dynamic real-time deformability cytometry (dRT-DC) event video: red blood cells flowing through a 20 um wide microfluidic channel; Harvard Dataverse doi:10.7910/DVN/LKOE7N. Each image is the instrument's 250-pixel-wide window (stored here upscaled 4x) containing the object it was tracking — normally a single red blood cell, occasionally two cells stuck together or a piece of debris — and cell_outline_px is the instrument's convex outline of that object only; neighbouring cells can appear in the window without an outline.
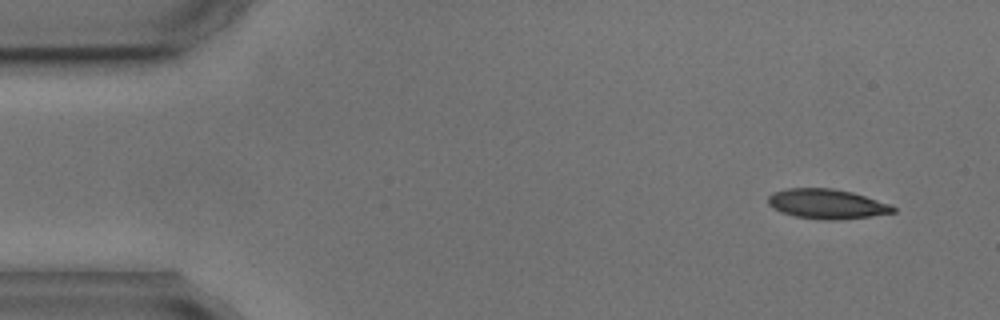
{"species": "common noctule bat (a hibernating species)", "species_latin": "Nyctalus noctula", "temperature_condition": "cold", "stored_images_in_passage": 4, "camera_frame_rate_fps": 3000, "um_per_image_px": 0.085, "animal": {"sex": "male", "body_mass_g": 17.9, "forearm_length_mm": 54.2}, "frame": {"image": 1, "passage_image": 1, "time_ms": 0.0, "image_size_px": [1000, 320], "cell_outline_px": [[896, 212], [872, 216], [836, 220], [828, 220], [796, 216], [784, 212], [768, 204], [768, 196], [772, 192], [784, 188], [832, 188], [852, 192], [888, 204], [896, 208]], "centroid_in_image_um": [70.28, 17.32], "position_along_channel_um": 14.7, "area_um2": 21.39}}
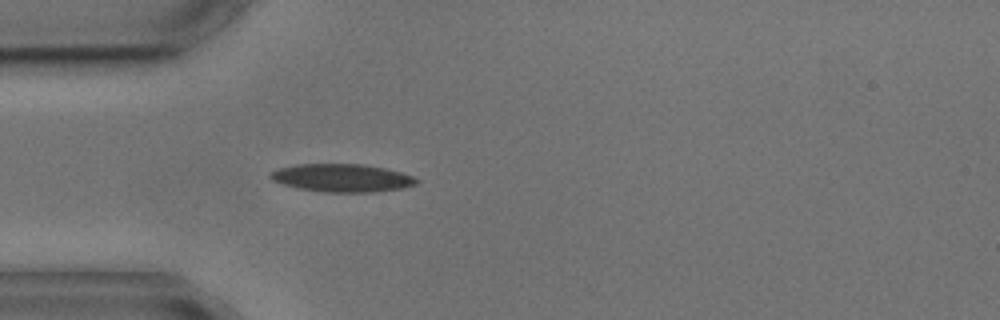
{"frame": {"image": 2, "passage_image": 4, "time_ms": 3.667, "image_size_px": [1000, 320], "cell_outline_px": [[420, 180], [416, 184], [400, 188], [372, 192], [324, 192], [296, 188], [272, 180], [268, 176], [268, 172], [276, 168], [296, 164], [360, 164], [384, 168], [400, 172], [412, 176]], "centroid_in_image_um": [29.0, 15.12], "position_along_channel_um": 56.0, "area_um2": 23.81}}